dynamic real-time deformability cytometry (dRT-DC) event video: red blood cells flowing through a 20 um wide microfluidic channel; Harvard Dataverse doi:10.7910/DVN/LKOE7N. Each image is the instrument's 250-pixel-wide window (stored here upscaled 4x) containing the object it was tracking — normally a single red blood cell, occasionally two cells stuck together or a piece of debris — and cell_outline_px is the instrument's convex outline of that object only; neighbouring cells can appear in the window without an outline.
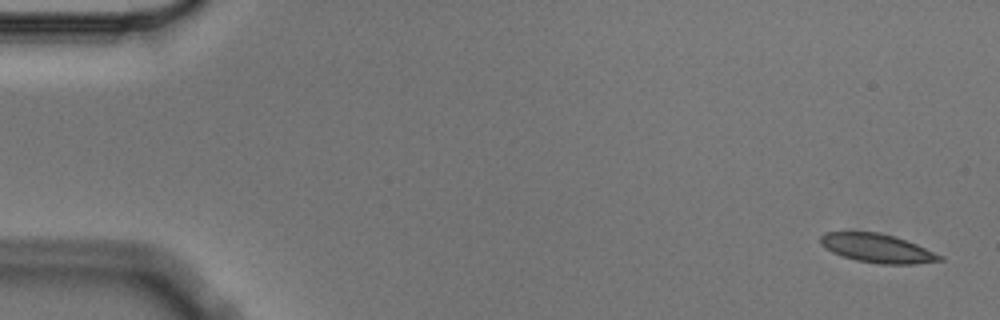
{"species": "Egyptian fruit bat (a non-hibernating species)", "species_latin": "Rousettus aegyptiacus", "temperature_condition": "cold", "stored_images_in_passage": 4, "camera_frame_rate_fps": 3000, "um_per_image_px": 0.085, "animal": {"sex": "male"}, "frame": {"image": 1, "passage_image": 1, "time_ms": 0.0, "image_size_px": [1000, 320], "cell_outline_px": [[944, 260], [916, 264], [880, 264], [856, 260], [840, 256], [832, 252], [820, 244], [820, 236], [824, 232], [880, 232], [916, 244], [944, 256]], "centroid_in_image_um": [74.56, 21.11], "position_along_channel_um": 10.4, "area_um2": 20.0}}
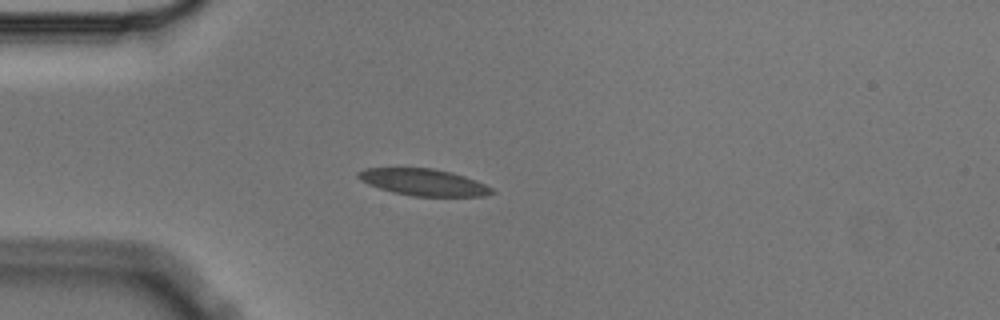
{"frame": {"image": 2, "passage_image": 4, "time_ms": 1.0, "image_size_px": [1000, 320], "cell_outline_px": [[496, 192], [488, 196], [412, 196], [392, 192], [368, 184], [360, 180], [356, 176], [356, 172], [364, 168], [432, 168], [452, 172], [476, 180], [492, 188]], "centroid_in_image_um": [36.0, 15.49], "position_along_channel_um": 49.0, "area_um2": 20.92}}